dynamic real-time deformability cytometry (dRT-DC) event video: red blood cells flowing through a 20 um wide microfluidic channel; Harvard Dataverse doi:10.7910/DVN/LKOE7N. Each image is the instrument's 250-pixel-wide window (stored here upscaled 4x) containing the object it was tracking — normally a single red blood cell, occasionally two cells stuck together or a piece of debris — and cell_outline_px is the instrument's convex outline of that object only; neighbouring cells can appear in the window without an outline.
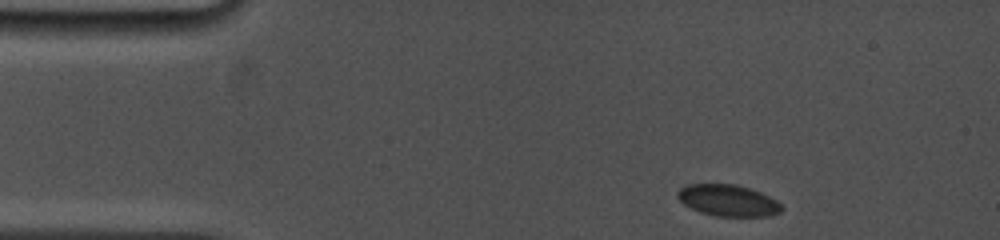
{"species": "common noctule bat (a hibernating species)", "species_latin": "Nyctalus noctula", "temperature_condition": "cold", "stored_images_in_passage": 18, "camera_frame_rate_fps": 5000, "um_per_image_px": 0.085, "animal": {"sex": "female", "body_mass_g": 19.0, "forearm_length_mm": 53.3}, "frame": {"image": 1, "passage_image": 1, "time_ms": 0.0, "image_size_px": [1000, 240], "cell_outline_px": [[784, 208], [780, 212], [768, 216], [716, 216], [700, 212], [684, 204], [676, 196], [676, 192], [680, 188], [688, 184], [736, 184], [760, 192], [776, 200]], "centroid_in_image_um": [61.87, 17.03], "position_along_channel_um": 23.1, "area_um2": 19.02}}
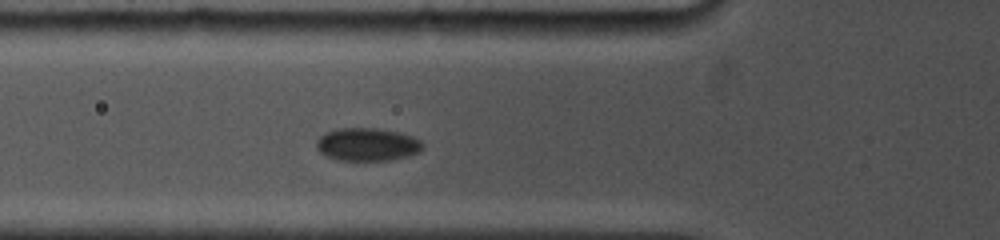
{"frame": {"image": 2, "passage_image": 11, "time_ms": 3.8, "image_size_px": [1000, 240], "cell_outline_px": [[424, 148], [420, 152], [408, 156], [388, 160], [340, 160], [324, 156], [316, 148], [316, 140], [324, 132], [336, 128], [380, 128], [400, 132], [412, 136], [420, 140], [424, 144]], "centroid_in_image_um": [31.21, 12.26], "position_along_channel_um": 94.6, "area_um2": 20.75}}
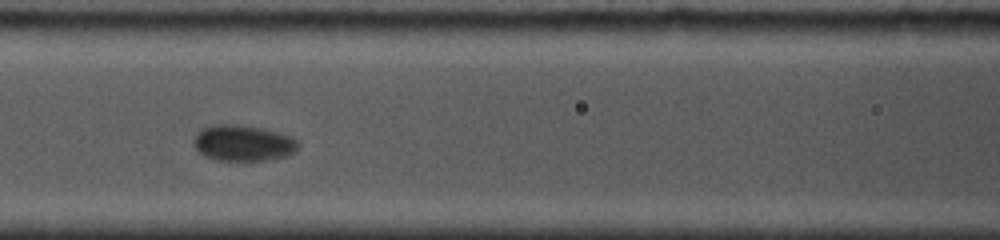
{"frame": {"image": 3, "passage_image": 16, "time_ms": 5.2, "image_size_px": [1000, 240], "cell_outline_px": [[300, 144], [296, 152], [284, 156], [268, 160], [216, 160], [204, 156], [196, 148], [196, 132], [212, 124], [236, 124], [264, 128], [280, 132], [292, 136]], "centroid_in_image_um": [20.72, 12.15], "position_along_channel_um": 145.9, "area_um2": 21.96}}